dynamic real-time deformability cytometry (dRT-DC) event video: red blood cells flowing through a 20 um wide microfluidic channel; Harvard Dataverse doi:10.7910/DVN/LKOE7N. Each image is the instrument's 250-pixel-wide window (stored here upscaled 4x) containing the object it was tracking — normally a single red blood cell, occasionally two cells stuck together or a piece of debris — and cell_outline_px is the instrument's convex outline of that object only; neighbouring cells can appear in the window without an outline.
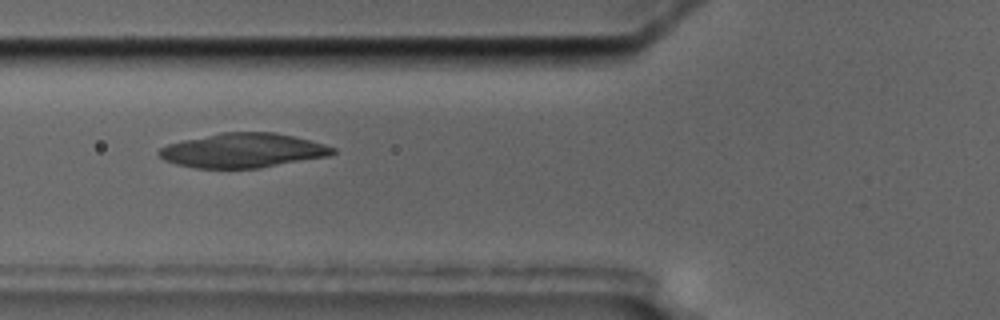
{"species": "common noctule bat (a hibernating species)", "species_latin": "Nyctalus noctula", "temperature_condition": "cold", "stored_images_in_passage": 8, "camera_frame_rate_fps": 3000, "um_per_image_px": 0.085, "animal": {"sex": "male", "body_mass_g": 17.5, "forearm_length_mm": 52.3}, "frame": {"image": 1, "passage_image": 3, "time_ms": 4.0, "image_size_px": [1000, 320], "cell_outline_px": [[336, 152], [328, 156], [260, 168], [196, 168], [176, 164], [164, 160], [156, 152], [160, 148], [168, 144], [184, 140], [220, 132], [276, 132], [324, 144], [336, 148]], "centroid_in_image_um": [20.64, 12.79], "position_along_channel_um": 105.2, "area_um2": 34.74}}
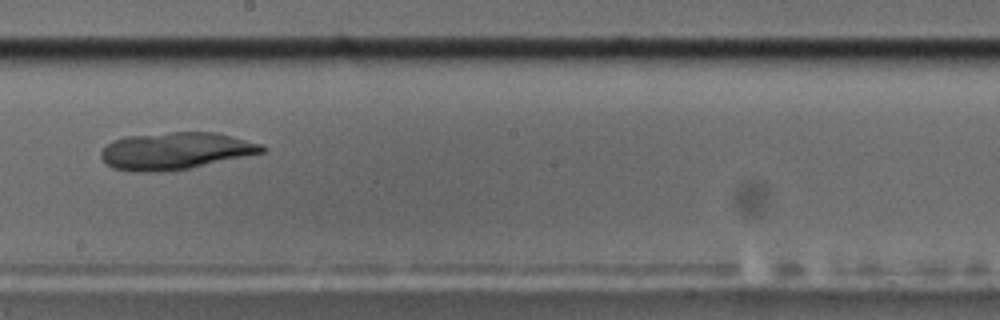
{"frame": {"image": 2, "passage_image": 6, "time_ms": 7.667, "image_size_px": [1000, 320], "cell_outline_px": [[268, 148], [264, 152], [192, 168], [172, 172], [132, 172], [112, 168], [100, 156], [100, 152], [112, 140], [124, 136], [172, 132], [216, 132], [264, 144]], "centroid_in_image_um": [14.93, 12.84], "position_along_channel_um": 233.3, "area_um2": 35.32}}
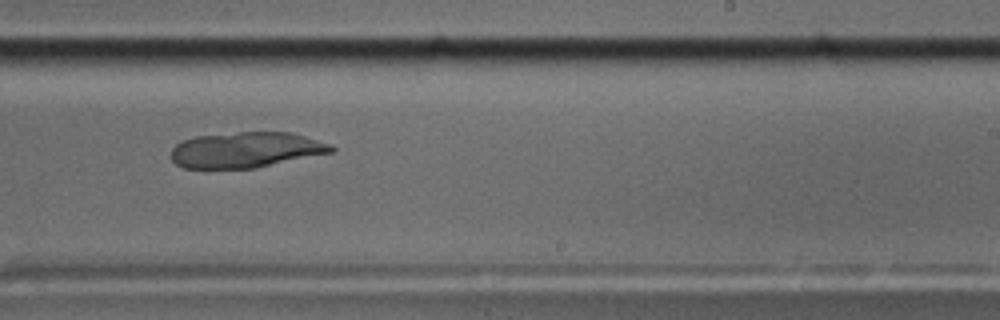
{"frame": {"image": 3, "passage_image": 7, "time_ms": 8.667, "image_size_px": [1000, 320], "cell_outline_px": [[336, 148], [332, 152], [256, 168], [184, 168], [176, 164], [172, 160], [172, 148], [176, 144], [184, 140], [196, 136], [240, 132], [292, 132], [332, 144]], "centroid_in_image_um": [20.93, 12.73], "position_along_channel_um": 268.1, "area_um2": 33.18}}